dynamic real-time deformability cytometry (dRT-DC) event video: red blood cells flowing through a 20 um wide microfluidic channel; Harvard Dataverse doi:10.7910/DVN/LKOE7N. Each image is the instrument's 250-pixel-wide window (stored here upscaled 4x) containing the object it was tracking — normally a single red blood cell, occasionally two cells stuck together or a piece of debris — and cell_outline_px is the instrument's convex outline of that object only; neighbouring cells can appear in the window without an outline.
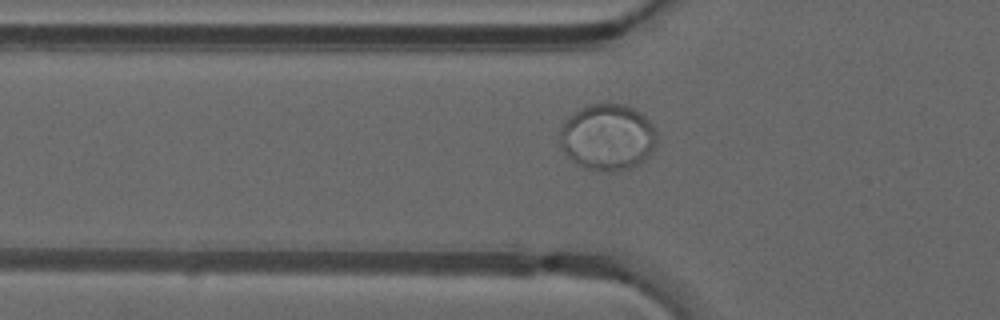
{"species": "common noctule bat (a hibernating species)", "species_latin": "Nyctalus noctula", "temperature_condition": "warm", "stored_images_in_passage": 50, "camera_frame_rate_fps": 3000, "um_per_image_px": 0.085, "animal": {"sex": "male", "forearm_length_mm": 52.5}, "frame": {"image": 1, "passage_image": 18, "time_ms": 5.667, "image_size_px": [1000, 320], "cell_outline_px": [[656, 144], [652, 152], [640, 164], [628, 168], [612, 172], [608, 172], [584, 168], [572, 160], [564, 152], [560, 144], [560, 128], [564, 120], [588, 104], [620, 104], [632, 108], [640, 112], [652, 124], [656, 132]], "centroid_in_image_um": [51.64, 11.67], "position_along_channel_um": 74.2, "area_um2": 37.45}}
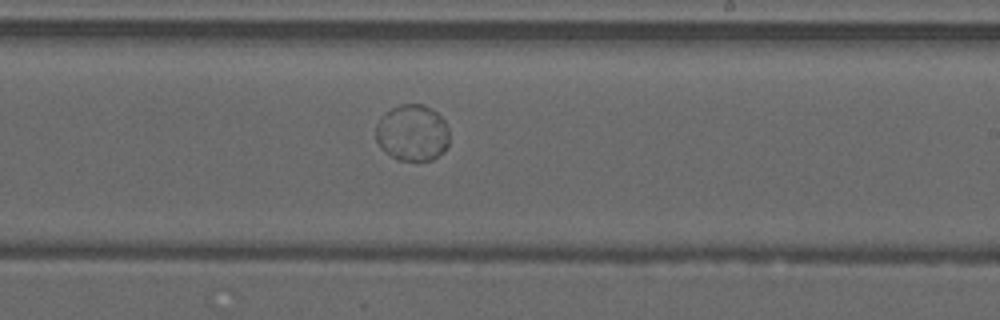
{"frame": {"image": 2, "passage_image": 31, "time_ms": 10.0, "image_size_px": [1000, 320], "cell_outline_px": [[448, 144], [444, 152], [432, 160], [396, 160], [384, 152], [380, 148], [376, 140], [376, 124], [392, 108], [400, 104], [424, 104], [436, 112], [444, 120], [448, 128]], "centroid_in_image_um": [35.05, 11.31], "position_along_channel_um": 254.0, "area_um2": 24.22}}
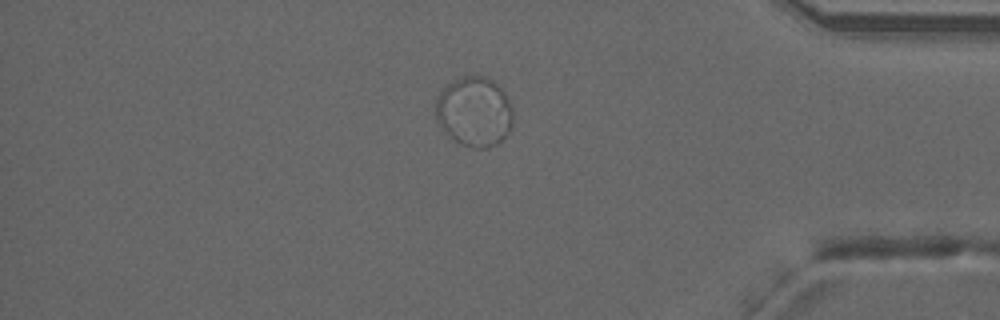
{"frame": {"image": 3, "passage_image": 43, "time_ms": 14.0, "image_size_px": [1000, 320], "cell_outline_px": [[512, 124], [508, 132], [496, 144], [488, 148], [472, 148], [460, 144], [436, 120], [436, 100], [440, 92], [452, 80], [460, 76], [484, 76], [492, 80], [504, 92], [508, 100], [512, 112]], "centroid_in_image_um": [40.31, 9.48], "position_along_channel_um": 394.9, "area_um2": 31.04}}